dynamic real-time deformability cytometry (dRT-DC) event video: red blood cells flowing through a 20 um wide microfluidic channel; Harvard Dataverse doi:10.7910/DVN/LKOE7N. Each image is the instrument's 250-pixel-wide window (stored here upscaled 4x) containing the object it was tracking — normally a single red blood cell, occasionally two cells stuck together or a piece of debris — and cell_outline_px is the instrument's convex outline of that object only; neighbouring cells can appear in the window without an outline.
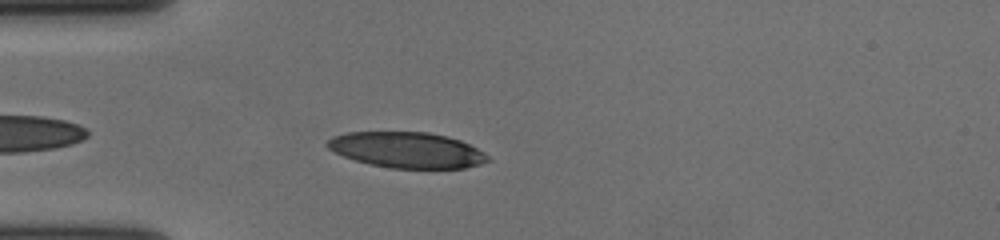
{"species": "human", "species_latin": "Homo sapiens", "temperature_condition": "cold", "stored_images_in_passage": 44, "camera_frame_rate_fps": 3000, "um_per_image_px": 0.085, "donor": {"sex": "female"}, "frame": {"image": 1, "passage_image": 4, "time_ms": 1.0, "image_size_px": [1000, 240], "cell_outline_px": [[492, 160], [480, 164], [464, 168], [388, 168], [368, 164], [344, 156], [328, 148], [324, 144], [332, 136], [348, 132], [428, 132], [448, 136], [460, 140], [484, 152]], "centroid_in_image_um": [34.59, 12.75], "position_along_channel_um": 50.4, "area_um2": 33.47}}
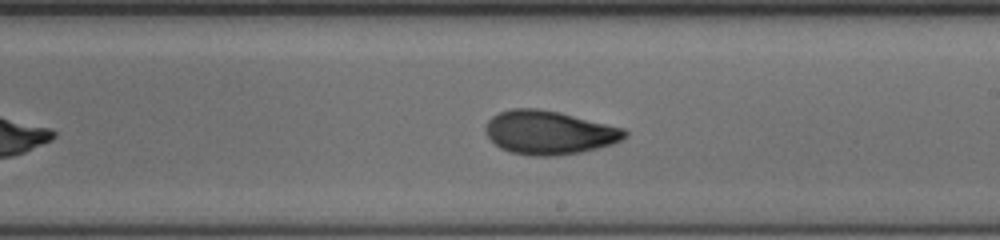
{"frame": {"image": 2, "passage_image": 21, "time_ms": 6.667, "image_size_px": [1000, 240], "cell_outline_px": [[628, 132], [620, 140], [612, 144], [580, 152], [556, 156], [532, 156], [512, 152], [500, 148], [484, 132], [484, 128], [488, 120], [492, 116], [500, 112], [512, 108], [536, 108], [560, 112], [624, 128]], "centroid_in_image_um": [46.65, 11.26], "position_along_channel_um": 242.4, "area_um2": 35.32}}
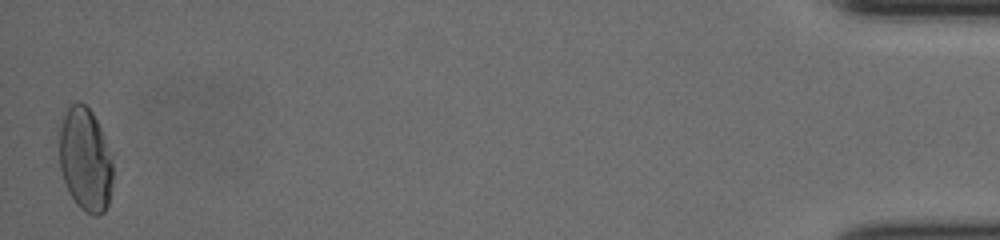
{"frame": {"image": 3, "passage_image": 44, "time_ms": 14.333, "image_size_px": [1000, 240], "cell_outline_px": [[112, 188], [108, 204], [104, 212], [100, 216], [96, 216], [84, 212], [76, 204], [68, 192], [64, 184], [60, 168], [60, 128], [68, 104], [76, 100], [80, 100], [92, 112], [112, 152]], "centroid_in_image_um": [7.26, 13.58], "position_along_channel_um": 427.9, "area_um2": 32.89}, "authors_computed_cell_mechanics": {"area_um2": 34.391, "velocity_mm_per_s": 3.6342, "shape_relaxation_time_tau1_ms": 6.5872, "shape_relaxation_time_tau2_ms": 2.3127, "deformation_change_tau1": 0.2027, "deformation_change_tau2": 0.0733}}